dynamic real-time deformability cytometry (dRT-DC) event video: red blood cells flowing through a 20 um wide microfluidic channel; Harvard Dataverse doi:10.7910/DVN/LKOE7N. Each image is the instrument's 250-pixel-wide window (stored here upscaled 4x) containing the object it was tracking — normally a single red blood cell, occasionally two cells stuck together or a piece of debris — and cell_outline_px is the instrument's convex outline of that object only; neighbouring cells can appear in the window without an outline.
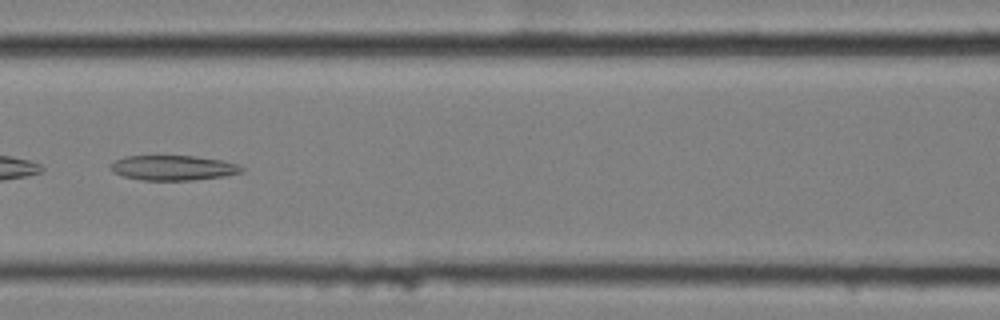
{"species": "common noctule bat (a hibernating species)", "species_latin": "Nyctalus noctula", "temperature_condition": "cold", "stored_images_in_passage": 8, "camera_frame_rate_fps": 3000, "um_per_image_px": 0.085, "animal": {"sex": "female", "body_mass_g": 25.1}, "frame": {"image": 1, "passage_image": 8, "time_ms": 2.333, "image_size_px": [1000, 320], "cell_outline_px": [[244, 172], [224, 176], [192, 180], [144, 180], [124, 176], [112, 172], [108, 164], [124, 156], [192, 156], [224, 160], [236, 164], [244, 168]], "centroid_in_image_um": [14.71, 14.26], "position_along_channel_um": 151.9, "area_um2": 19.07}}